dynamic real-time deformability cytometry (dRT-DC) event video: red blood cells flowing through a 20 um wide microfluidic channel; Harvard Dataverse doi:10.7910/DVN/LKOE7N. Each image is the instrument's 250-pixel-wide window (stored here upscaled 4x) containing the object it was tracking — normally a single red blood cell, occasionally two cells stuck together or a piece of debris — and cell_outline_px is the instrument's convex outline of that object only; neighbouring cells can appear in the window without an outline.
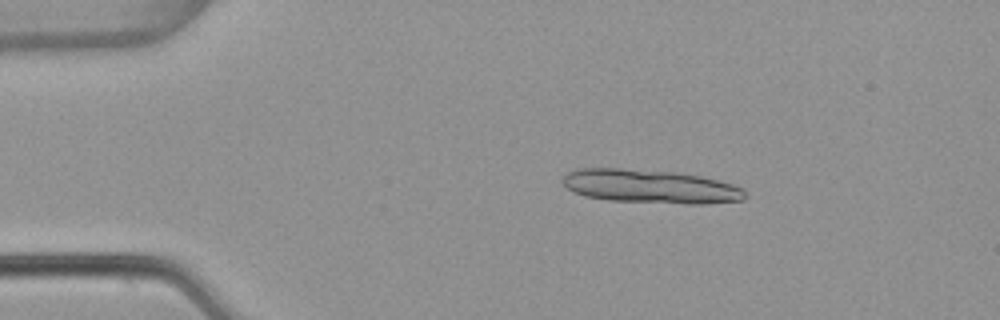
{"species": "common noctule bat (a hibernating species)", "species_latin": "Nyctalus noctula", "temperature_condition": "warm", "stored_images_in_passage": 15, "camera_frame_rate_fps": 3000, "um_per_image_px": 0.085, "animal": {"sex": "female", "body_mass_g": 22.7, "forearm_length_mm": 54.2}, "frame": {"image": 1, "passage_image": 9, "time_ms": 2.667, "image_size_px": [1000, 320], "cell_outline_px": [[744, 200], [704, 204], [688, 204], [608, 200], [584, 196], [568, 188], [564, 184], [564, 176], [568, 172], [580, 168], [620, 168], [676, 172], [700, 176], [732, 184], [744, 188]], "centroid_in_image_um": [55.3, 15.85], "position_along_channel_um": 29.7, "area_um2": 35.6}}